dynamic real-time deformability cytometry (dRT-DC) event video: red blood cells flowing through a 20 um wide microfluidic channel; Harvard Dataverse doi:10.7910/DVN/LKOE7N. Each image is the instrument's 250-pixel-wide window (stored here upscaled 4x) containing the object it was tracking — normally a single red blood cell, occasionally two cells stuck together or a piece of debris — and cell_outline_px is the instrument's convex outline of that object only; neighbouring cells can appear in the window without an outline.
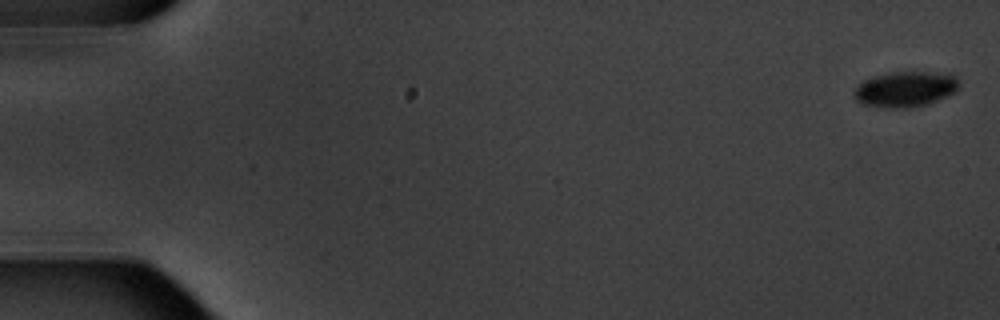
{"species": "common noctule bat (a hibernating species)", "species_latin": "Nyctalus noctula", "temperature_condition": "warm", "stored_images_in_passage": 5, "camera_frame_rate_fps": 3000, "um_per_image_px": 0.085, "animal": {"sex": "male", "body_mass_g": 20.1, "forearm_length_mm": 53.5}, "frame": {"image": 1, "passage_image": 1, "time_ms": 0.0, "image_size_px": [1000, 320], "cell_outline_px": [[960, 88], [936, 100], [924, 104], [904, 108], [888, 108], [864, 104], [856, 100], [852, 96], [852, 92], [864, 80], [876, 76], [892, 72], [932, 72], [956, 76], [960, 84]], "centroid_in_image_um": [76.92, 7.57], "position_along_channel_um": 8.1, "area_um2": 21.33}}
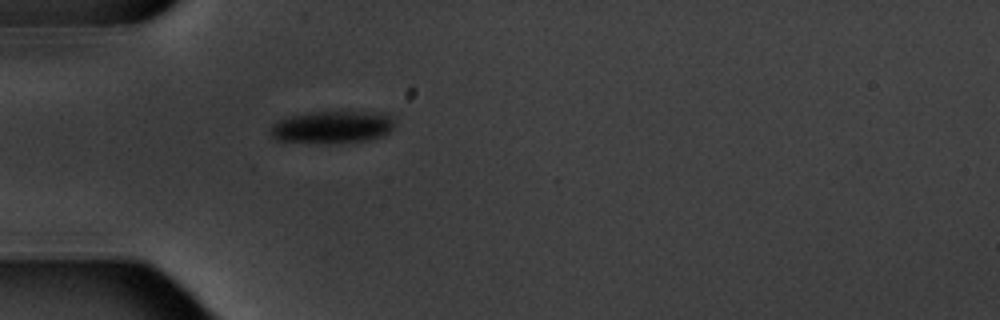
{"frame": {"image": 2, "passage_image": 5, "time_ms": 5.667, "image_size_px": [1000, 320], "cell_outline_px": [[396, 124], [384, 136], [372, 140], [340, 144], [324, 144], [276, 140], [268, 132], [272, 124], [288, 116], [308, 112], [376, 112], [392, 116]], "centroid_in_image_um": [28.25, 10.83], "position_along_channel_um": 56.8, "area_um2": 24.1}}